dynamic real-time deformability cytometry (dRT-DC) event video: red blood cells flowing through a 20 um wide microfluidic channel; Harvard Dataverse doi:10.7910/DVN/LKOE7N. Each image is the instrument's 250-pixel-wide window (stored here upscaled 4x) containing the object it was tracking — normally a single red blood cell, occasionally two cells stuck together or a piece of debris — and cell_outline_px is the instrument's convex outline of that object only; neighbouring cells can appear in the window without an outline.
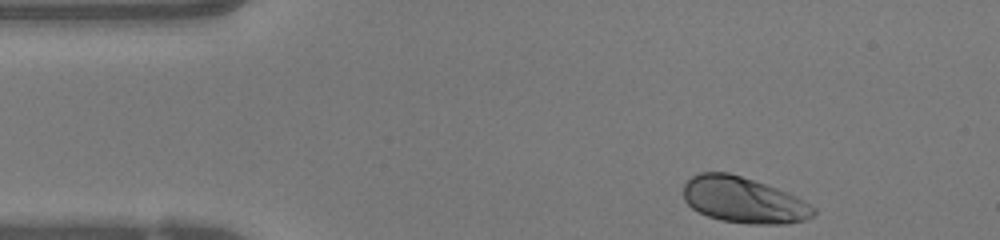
{"species": "human", "species_latin": "Homo sapiens", "temperature_condition": "warm", "stored_images_in_passage": 35, "camera_frame_rate_fps": 3000, "um_per_image_px": 0.085, "donor": {"sex": "female"}, "frame": {"image": 1, "passage_image": 1, "time_ms": 0.0, "image_size_px": [1000, 240], "cell_outline_px": [[816, 212], [812, 216], [804, 220], [788, 224], [748, 224], [720, 220], [708, 216], [692, 208], [684, 200], [684, 184], [692, 176], [700, 172], [728, 172], [788, 192], [812, 204], [816, 208]], "centroid_in_image_um": [63.23, 17.01], "position_along_channel_um": 21.8, "area_um2": 34.85}}
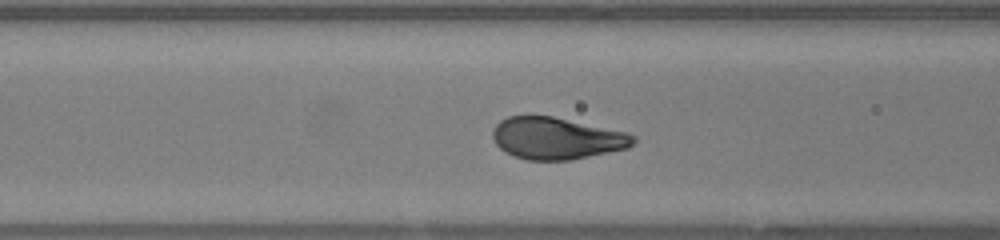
{"frame": {"image": 2, "passage_image": 13, "time_ms": 4.0, "image_size_px": [1000, 240], "cell_outline_px": [[636, 140], [628, 148], [572, 160], [528, 160], [504, 152], [496, 144], [492, 136], [492, 132], [496, 124], [500, 120], [508, 116], [552, 116], [628, 132], [636, 136]], "centroid_in_image_um": [47.32, 11.76], "position_along_channel_um": 119.3, "area_um2": 34.39}}
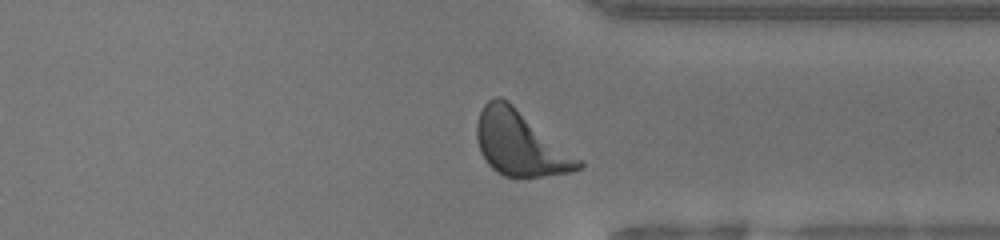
{"frame": {"image": 3, "passage_image": 31, "time_ms": 10.0, "image_size_px": [1000, 240], "cell_outline_px": [[584, 168], [572, 172], [540, 176], [504, 176], [496, 172], [488, 164], [480, 152], [476, 136], [476, 124], [480, 112], [484, 104], [488, 100], [496, 96], [500, 96], [508, 100], [580, 160], [584, 164]], "centroid_in_image_um": [44.17, 12.18], "position_along_channel_um": 367.2, "area_um2": 37.92}, "authors_computed_cell_mechanics": {"area_um2": 34.6222, "velocity_mm_per_s": 4.1625, "shape_relaxation_time_tau1_ms": 1.5232, "shape_relaxation_time_tau2_ms": null, "deformation_change_tau1": 0.1322, "deformation_change_tau2": null}}